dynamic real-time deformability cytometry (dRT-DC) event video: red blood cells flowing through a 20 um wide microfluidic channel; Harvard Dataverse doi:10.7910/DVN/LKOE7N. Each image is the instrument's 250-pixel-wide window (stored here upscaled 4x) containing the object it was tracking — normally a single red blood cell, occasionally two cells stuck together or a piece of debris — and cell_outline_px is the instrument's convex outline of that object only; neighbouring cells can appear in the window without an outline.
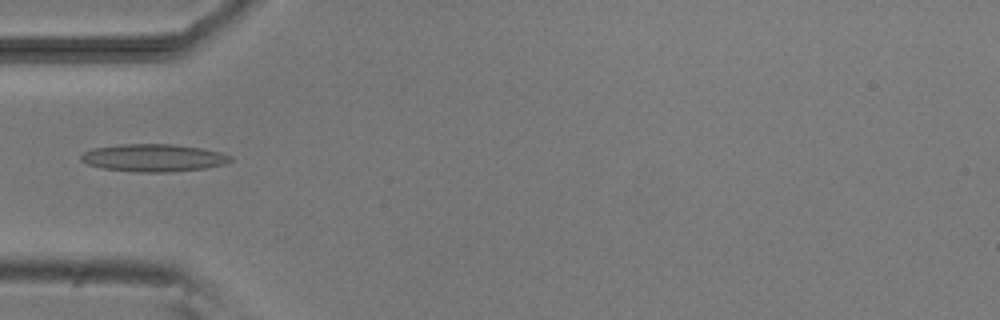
{"species": "common noctule bat (a hibernating species)", "species_latin": "Nyctalus noctula", "temperature_condition": "room temperature", "stored_images_in_passage": 6, "camera_frame_rate_fps": 3000, "um_per_image_px": 0.085, "animal": {"sex": "male", "body_mass_g": 20.5, "forearm_length_mm": 52.5}, "frame": {"image": 1, "passage_image": 5, "time_ms": 4.667, "image_size_px": [1000, 320], "cell_outline_px": [[232, 160], [224, 164], [204, 168], [168, 172], [136, 172], [100, 168], [88, 164], [80, 160], [80, 156], [84, 152], [92, 148], [120, 144], [172, 144], [200, 148], [220, 152], [232, 156]], "centroid_in_image_um": [13.01, 13.41], "position_along_channel_um": 72.0, "area_um2": 23.99}}
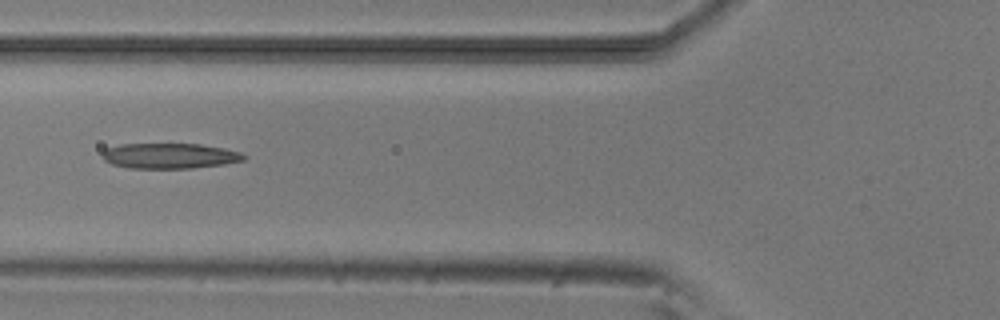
{"frame": {"image": 2, "passage_image": 6, "time_ms": 5.667, "image_size_px": [1000, 320], "cell_outline_px": [[248, 156], [244, 160], [224, 164], [192, 168], [128, 168], [112, 164], [104, 160], [104, 152], [108, 148], [120, 144], [200, 144], [224, 148], [240, 152]], "centroid_in_image_um": [14.47, 13.25], "position_along_channel_um": 111.3, "area_um2": 20.81}}